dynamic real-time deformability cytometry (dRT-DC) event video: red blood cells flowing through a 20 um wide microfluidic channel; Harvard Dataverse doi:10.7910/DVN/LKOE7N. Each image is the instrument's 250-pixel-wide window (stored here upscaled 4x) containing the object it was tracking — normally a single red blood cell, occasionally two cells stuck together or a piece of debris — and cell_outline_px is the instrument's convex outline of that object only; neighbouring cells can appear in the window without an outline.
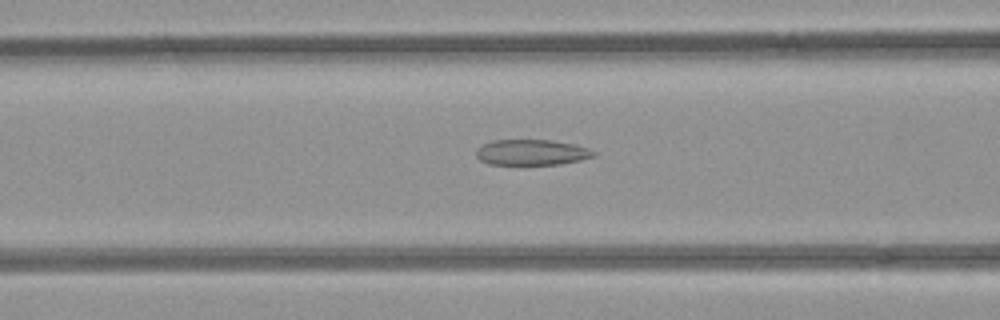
{"species": "common noctule bat (a hibernating species)", "species_latin": "Nyctalus noctula", "temperature_condition": "room temperature", "stored_images_in_passage": 31, "camera_frame_rate_fps": 3000, "um_per_image_px": 0.085, "animal": {"sex": "female", "body_mass_g": 21.9}, "frame": {"image": 1, "passage_image": 13, "time_ms": 4.0, "image_size_px": [1000, 320], "cell_outline_px": [[596, 156], [580, 160], [560, 164], [488, 164], [480, 160], [476, 156], [476, 148], [492, 140], [552, 140], [572, 144], [588, 148], [596, 152]], "centroid_in_image_um": [45.18, 12.95], "position_along_channel_um": 121.4, "area_um2": 17.51}}
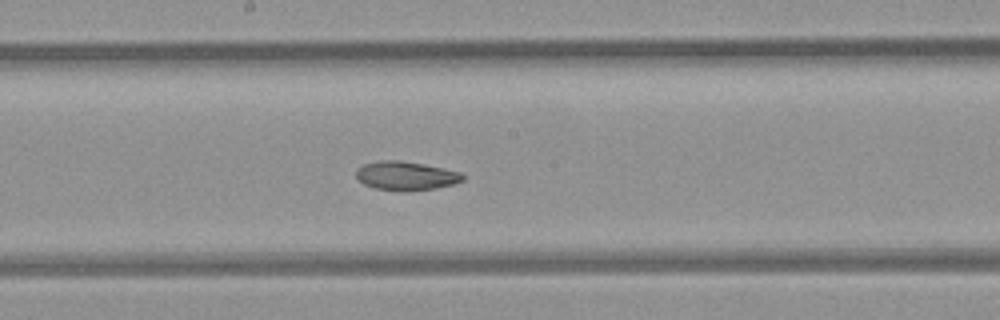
{"frame": {"image": 2, "passage_image": 19, "time_ms": 6.0, "image_size_px": [1000, 320], "cell_outline_px": [[464, 180], [456, 184], [436, 188], [400, 192], [376, 188], [364, 184], [356, 176], [356, 168], [364, 164], [380, 160], [400, 160], [424, 164], [444, 168], [460, 172], [464, 176]], "centroid_in_image_um": [34.52, 14.94], "position_along_channel_um": 213.7, "area_um2": 18.09}}
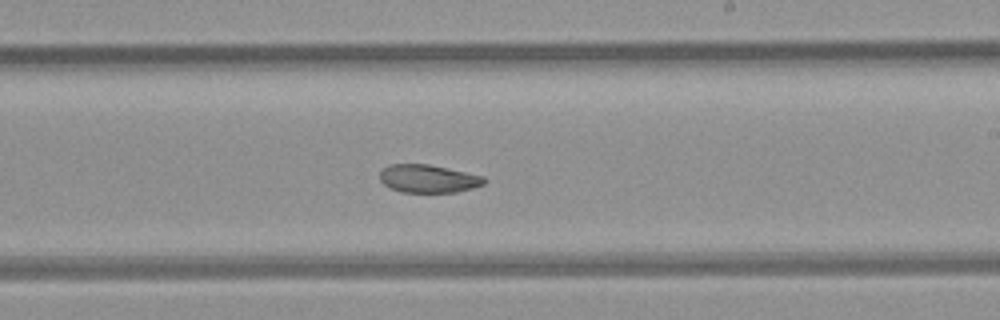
{"frame": {"image": 3, "passage_image": 22, "time_ms": 7.0, "image_size_px": [1000, 320], "cell_outline_px": [[488, 180], [484, 184], [472, 188], [456, 192], [400, 192], [384, 184], [380, 180], [380, 172], [388, 164], [428, 164], [448, 168], [484, 176]], "centroid_in_image_um": [36.42, 15.18], "position_along_channel_um": 252.6, "area_um2": 17.05}, "authors_computed_cell_mechanics": {"area_um2": 20.4034, "velocity_mm_per_s": 4.0069, "shape_relaxation_time_tau1_ms": null, "shape_relaxation_time_tau2_ms": 1.2307, "deformation_change_tau1": null, "deformation_change_tau2": 0.0604}}